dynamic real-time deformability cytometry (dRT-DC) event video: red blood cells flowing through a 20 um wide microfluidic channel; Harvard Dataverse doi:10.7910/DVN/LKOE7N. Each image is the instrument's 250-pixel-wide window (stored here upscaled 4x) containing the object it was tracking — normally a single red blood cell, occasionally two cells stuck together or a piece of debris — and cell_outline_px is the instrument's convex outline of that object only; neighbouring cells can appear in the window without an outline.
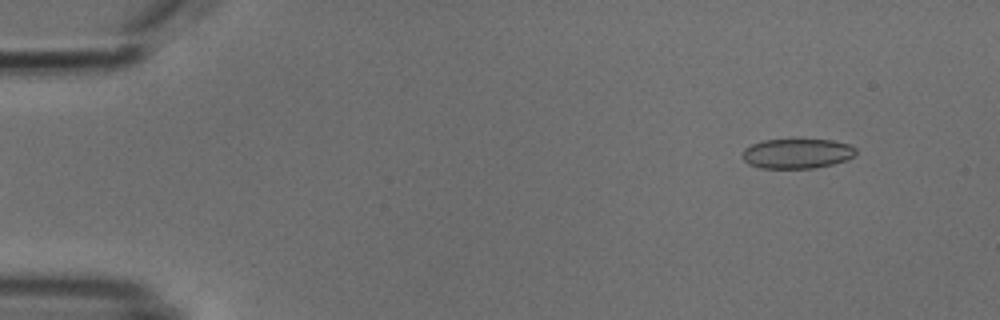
{"species": "common noctule bat (a hibernating species)", "species_latin": "Nyctalus noctula", "temperature_condition": "cold", "stored_images_in_passage": 5, "segment_of_instrument_passage": [2, 2], "camera_frame_rate_fps": 3000, "um_per_image_px": 0.085, "animal": {"sex": "male", "body_mass_g": 18.8}, "frame": {"image": 1, "passage_image": 5, "time_ms": 5.667, "image_size_px": [1000, 320], "cell_outline_px": [[856, 152], [848, 160], [816, 168], [760, 168], [748, 164], [740, 156], [744, 148], [752, 144], [764, 140], [832, 140], [848, 144], [856, 148]], "centroid_in_image_um": [67.72, 13.06], "position_along_channel_um": 17.3, "area_um2": 19.77}}